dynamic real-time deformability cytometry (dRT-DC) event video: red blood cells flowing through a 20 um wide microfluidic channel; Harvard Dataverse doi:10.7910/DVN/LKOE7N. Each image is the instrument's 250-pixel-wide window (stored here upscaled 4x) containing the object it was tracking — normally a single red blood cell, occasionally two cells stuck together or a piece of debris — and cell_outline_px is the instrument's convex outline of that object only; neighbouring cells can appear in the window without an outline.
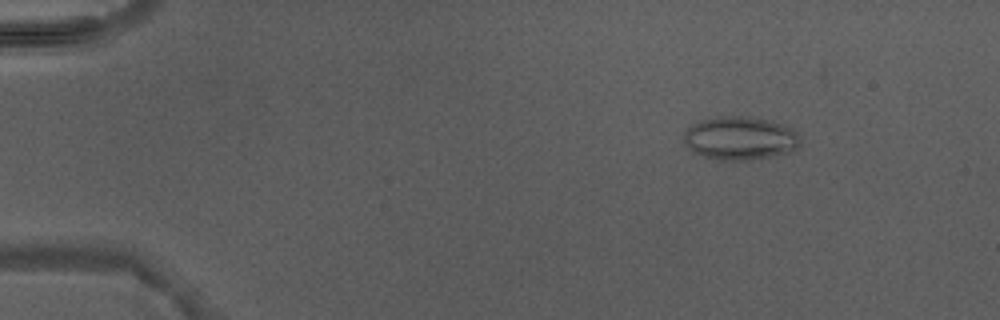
{"species": "Egyptian fruit bat (a non-hibernating species)", "species_latin": "Rousettus aegyptiacus", "temperature_condition": "warm", "stored_images_in_passage": 4, "camera_frame_rate_fps": 3000, "um_per_image_px": 0.085, "animal": {"sex": "male"}, "frame": {"image": 1, "passage_image": 2, "time_ms": 1.0, "image_size_px": [1000, 320], "cell_outline_px": [[800, 144], [796, 148], [788, 152], [772, 156], [744, 160], [716, 160], [692, 152], [684, 144], [684, 132], [692, 124], [704, 120], [724, 116], [740, 116], [764, 120], [780, 124], [792, 128], [796, 132]], "centroid_in_image_um": [62.86, 11.77], "position_along_channel_um": 22.1, "area_um2": 28.96}}